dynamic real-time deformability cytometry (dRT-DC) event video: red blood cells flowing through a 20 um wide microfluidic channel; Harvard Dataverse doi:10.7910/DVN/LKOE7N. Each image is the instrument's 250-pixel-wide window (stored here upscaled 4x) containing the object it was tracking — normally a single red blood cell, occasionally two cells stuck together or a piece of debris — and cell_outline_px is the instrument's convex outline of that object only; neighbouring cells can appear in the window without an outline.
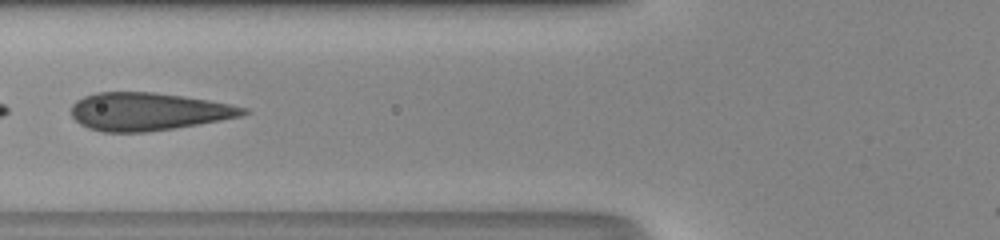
{"species": "human", "species_latin": "Homo sapiens", "temperature_condition": "room temperature", "stored_images_in_passage": 40, "camera_frame_rate_fps": 3000, "um_per_image_px": 0.085, "donor": {"sex": "male"}, "frame": {"image": 1, "passage_image": 11, "time_ms": 3.333, "image_size_px": [1000, 240], "cell_outline_px": [[252, 112], [240, 116], [200, 124], [176, 128], [144, 132], [104, 132], [88, 128], [80, 124], [72, 116], [72, 104], [76, 100], [84, 96], [96, 92], [152, 92], [184, 96], [208, 100], [248, 108]], "centroid_in_image_um": [12.59, 9.48], "position_along_channel_um": 113.2, "area_um2": 37.92}}
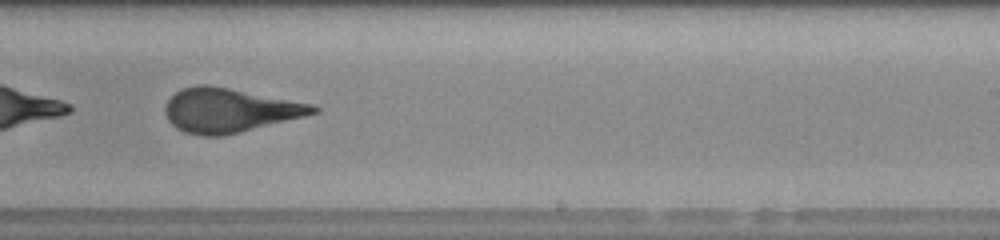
{"frame": {"image": 2, "passage_image": 22, "time_ms": 7.0, "image_size_px": [1000, 240], "cell_outline_px": [[320, 108], [316, 112], [304, 116], [224, 136], [200, 136], [184, 132], [176, 128], [168, 120], [164, 112], [164, 108], [168, 100], [176, 92], [184, 88], [196, 84], [208, 84], [312, 104]], "centroid_in_image_um": [19.44, 9.38], "position_along_channel_um": 269.6, "area_um2": 37.74}}
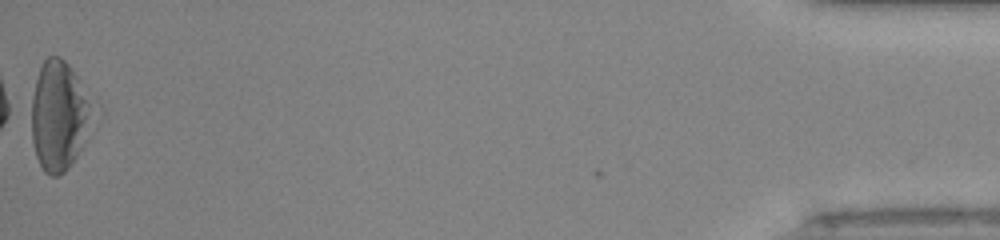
{"frame": {"image": 3, "passage_image": 40, "time_ms": 13.0, "image_size_px": [1000, 240], "cell_outline_px": [[104, 112], [100, 120], [68, 168], [64, 172], [56, 176], [52, 176], [44, 172], [36, 156], [32, 144], [32, 96], [36, 80], [40, 68], [44, 60], [48, 56], [60, 56], [68, 64], [100, 104]], "centroid_in_image_um": [5.2, 9.82], "position_along_channel_um": 430.0, "area_um2": 41.5}, "authors_computed_cell_mechanics": {"area_um2": 37.9168, "velocity_mm_per_s": 4.2726, "shape_relaxation_time_tau1_ms": 8.4879, "shape_relaxation_time_tau2_ms": null, "deformation_change_tau1": 0.2373, "deformation_change_tau2": null}}